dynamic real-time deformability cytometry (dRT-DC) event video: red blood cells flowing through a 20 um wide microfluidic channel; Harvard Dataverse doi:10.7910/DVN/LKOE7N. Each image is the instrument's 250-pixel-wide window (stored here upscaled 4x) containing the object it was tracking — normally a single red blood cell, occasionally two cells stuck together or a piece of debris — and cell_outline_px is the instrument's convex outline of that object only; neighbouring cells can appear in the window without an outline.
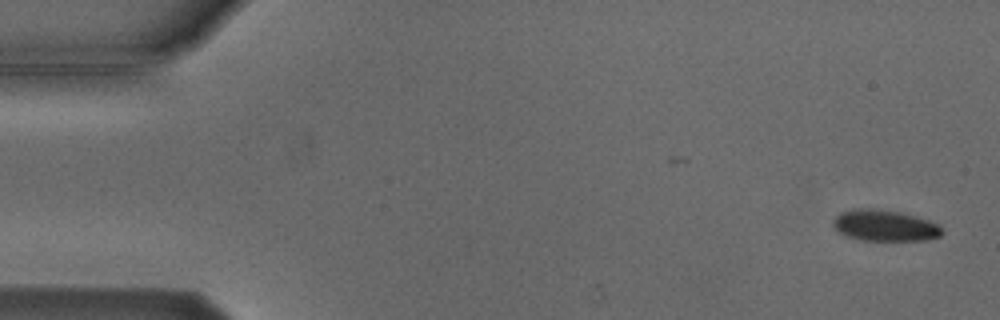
{"species": "Egyptian fruit bat (a non-hibernating species)", "species_latin": "Rousettus aegyptiacus", "temperature_condition": "cold", "stored_images_in_passage": 6, "camera_frame_rate_fps": 3000, "um_per_image_px": 0.085, "animal": {"sex": "male"}, "frame": {"image": 1, "passage_image": 1, "time_ms": 0.0, "image_size_px": [1000, 320], "cell_outline_px": [[944, 232], [940, 236], [928, 240], [860, 240], [848, 236], [840, 232], [832, 224], [832, 220], [840, 212], [852, 208], [872, 208], [896, 212], [916, 216], [928, 220], [936, 224]], "centroid_in_image_um": [75.18, 19.17], "position_along_channel_um": 9.8, "area_um2": 19.65}}